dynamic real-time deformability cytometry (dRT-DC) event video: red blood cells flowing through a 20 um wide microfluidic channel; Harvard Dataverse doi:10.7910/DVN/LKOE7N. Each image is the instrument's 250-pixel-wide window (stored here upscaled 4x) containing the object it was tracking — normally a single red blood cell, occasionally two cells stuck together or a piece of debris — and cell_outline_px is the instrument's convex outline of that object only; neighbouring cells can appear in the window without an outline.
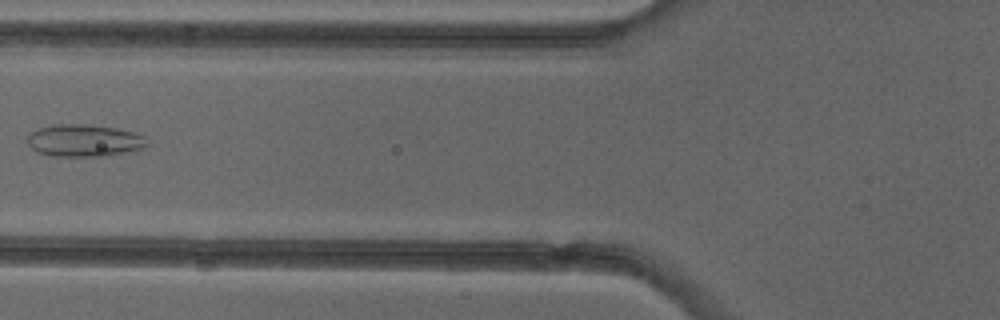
{"species": "common noctule bat (a hibernating species)", "species_latin": "Nyctalus noctula", "temperature_condition": "cold", "stored_images_in_passage": 3, "camera_frame_rate_fps": 3000, "um_per_image_px": 0.085, "animal": {"sex": "female"}, "frame": {"image": 1, "passage_image": 3, "time_ms": 2.0, "image_size_px": [1000, 320], "cell_outline_px": [[148, 144], [144, 148], [136, 152], [104, 156], [52, 156], [36, 152], [28, 144], [28, 132], [36, 128], [56, 124], [84, 124], [116, 128], [132, 132], [144, 136]], "centroid_in_image_um": [7.16, 11.95], "position_along_channel_um": 118.6, "area_um2": 22.83}}